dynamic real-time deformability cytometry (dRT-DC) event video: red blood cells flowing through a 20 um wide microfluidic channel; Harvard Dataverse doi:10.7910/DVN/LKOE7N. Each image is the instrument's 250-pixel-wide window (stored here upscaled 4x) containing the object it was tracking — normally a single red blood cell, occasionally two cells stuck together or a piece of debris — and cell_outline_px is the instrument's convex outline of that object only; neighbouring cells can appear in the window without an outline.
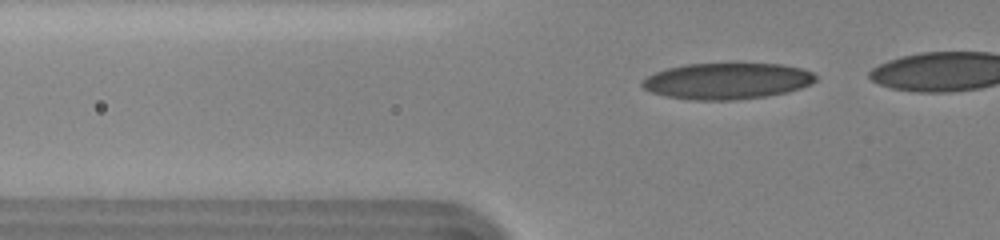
{"species": "human", "species_latin": "Homo sapiens", "temperature_condition": "cold", "stored_images_in_passage": 28, "camera_frame_rate_fps": 3000, "um_per_image_px": 0.085, "donor": {"sex": "female"}, "frame": {"image": 1, "passage_image": 19, "time_ms": 6.0, "image_size_px": [1000, 240], "cell_outline_px": [[816, 80], [812, 84], [788, 92], [764, 96], [736, 100], [688, 100], [668, 96], [652, 92], [644, 88], [640, 84], [640, 80], [656, 72], [668, 68], [688, 64], [780, 64], [800, 68], [812, 72], [816, 76]], "centroid_in_image_um": [61.79, 6.89], "position_along_channel_um": 64.0, "area_um2": 36.47}}